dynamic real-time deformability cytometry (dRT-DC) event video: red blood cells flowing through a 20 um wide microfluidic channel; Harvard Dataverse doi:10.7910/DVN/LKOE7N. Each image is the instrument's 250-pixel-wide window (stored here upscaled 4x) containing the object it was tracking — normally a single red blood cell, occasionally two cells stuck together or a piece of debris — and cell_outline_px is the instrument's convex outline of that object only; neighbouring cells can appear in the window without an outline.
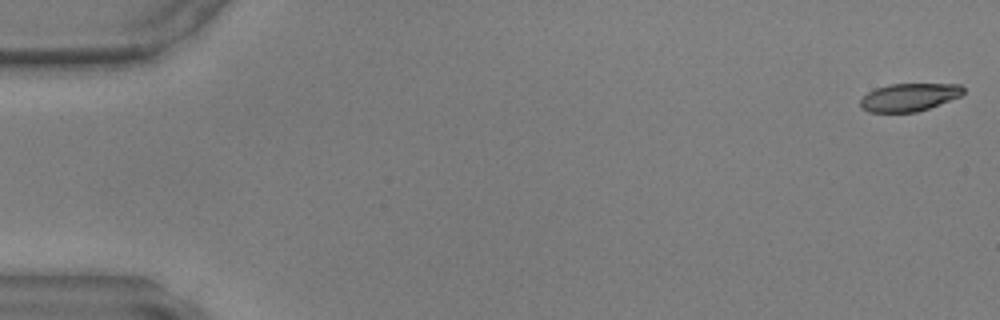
{"species": "common noctule bat (a hibernating species)", "species_latin": "Nyctalus noctula", "temperature_condition": "warm", "stored_images_in_passage": 48, "camera_frame_rate_fps": 3000, "um_per_image_px": 0.085, "animal": {"sex": "male", "body_mass_g": 17.9, "forearm_length_mm": 54.2}, "frame": {"image": 1, "passage_image": 1, "time_ms": 0.0, "image_size_px": [1000, 320], "cell_outline_px": [[964, 92], [960, 96], [928, 108], [916, 112], [868, 112], [860, 108], [860, 100], [868, 92], [876, 88], [888, 84], [960, 84], [964, 88]], "centroid_in_image_um": [77.25, 8.26], "position_along_channel_um": 7.8, "area_um2": 16.65}}
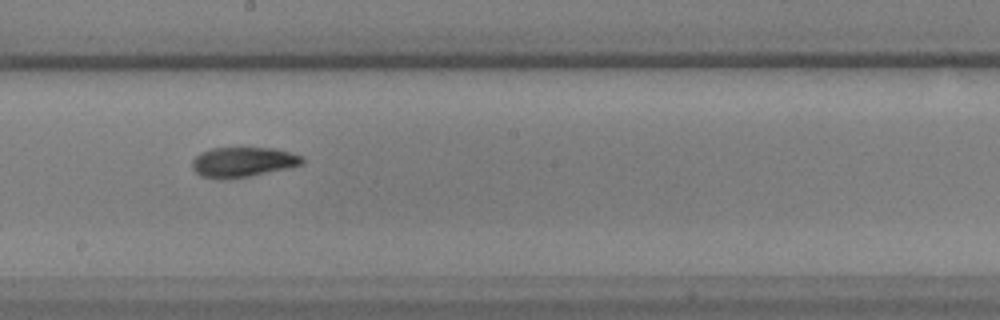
{"frame": {"image": 2, "passage_image": 27, "time_ms": 8.667, "image_size_px": [1000, 320], "cell_outline_px": [[304, 164], [292, 168], [252, 176], [224, 180], [216, 180], [200, 176], [192, 168], [192, 160], [200, 152], [212, 148], [276, 148], [292, 152], [304, 156]], "centroid_in_image_um": [20.69, 13.79], "position_along_channel_um": 227.5, "area_um2": 19.88}}
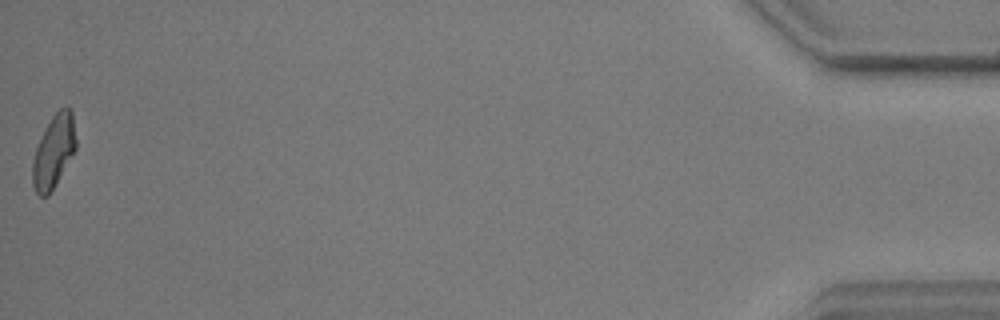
{"frame": {"image": 3, "passage_image": 48, "time_ms": 15.667, "image_size_px": [1000, 320], "cell_outline_px": [[76, 148], [48, 196], [40, 196], [36, 192], [32, 184], [32, 164], [36, 148], [52, 116], [60, 108], [68, 108], [72, 112], [76, 140]], "centroid_in_image_um": [4.56, 12.89], "position_along_channel_um": 430.6, "area_um2": 17.86}}